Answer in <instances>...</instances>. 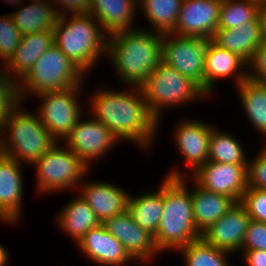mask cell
I'll list each match as a JSON object with an SVG mask.
<instances>
[{"mask_svg":"<svg viewBox=\"0 0 266 266\" xmlns=\"http://www.w3.org/2000/svg\"><path fill=\"white\" fill-rule=\"evenodd\" d=\"M192 177L201 188L231 197L237 203L248 188V165L208 161Z\"/></svg>","mask_w":266,"mask_h":266,"instance_id":"obj_11","label":"cell"},{"mask_svg":"<svg viewBox=\"0 0 266 266\" xmlns=\"http://www.w3.org/2000/svg\"><path fill=\"white\" fill-rule=\"evenodd\" d=\"M84 75L86 74L53 44L18 83L21 102L28 99L27 96L32 93L38 96L46 92L82 85L83 78L86 79Z\"/></svg>","mask_w":266,"mask_h":266,"instance_id":"obj_6","label":"cell"},{"mask_svg":"<svg viewBox=\"0 0 266 266\" xmlns=\"http://www.w3.org/2000/svg\"><path fill=\"white\" fill-rule=\"evenodd\" d=\"M146 29L108 35V59L128 88L141 87L161 61L163 34Z\"/></svg>","mask_w":266,"mask_h":266,"instance_id":"obj_2","label":"cell"},{"mask_svg":"<svg viewBox=\"0 0 266 266\" xmlns=\"http://www.w3.org/2000/svg\"><path fill=\"white\" fill-rule=\"evenodd\" d=\"M32 4L11 13L15 26L24 36L53 30L59 19L57 7L48 1H31Z\"/></svg>","mask_w":266,"mask_h":266,"instance_id":"obj_25","label":"cell"},{"mask_svg":"<svg viewBox=\"0 0 266 266\" xmlns=\"http://www.w3.org/2000/svg\"><path fill=\"white\" fill-rule=\"evenodd\" d=\"M102 224L123 244L124 249L135 262L151 260L159 252L153 235L139 227L128 211L108 218Z\"/></svg>","mask_w":266,"mask_h":266,"instance_id":"obj_14","label":"cell"},{"mask_svg":"<svg viewBox=\"0 0 266 266\" xmlns=\"http://www.w3.org/2000/svg\"><path fill=\"white\" fill-rule=\"evenodd\" d=\"M53 44V30L24 35L12 58L5 66L3 65L6 68L2 69V72L10 80L19 83L32 69L38 58Z\"/></svg>","mask_w":266,"mask_h":266,"instance_id":"obj_21","label":"cell"},{"mask_svg":"<svg viewBox=\"0 0 266 266\" xmlns=\"http://www.w3.org/2000/svg\"><path fill=\"white\" fill-rule=\"evenodd\" d=\"M178 251L183 256L185 266H231L226 258L231 253L211 246L202 237Z\"/></svg>","mask_w":266,"mask_h":266,"instance_id":"obj_31","label":"cell"},{"mask_svg":"<svg viewBox=\"0 0 266 266\" xmlns=\"http://www.w3.org/2000/svg\"><path fill=\"white\" fill-rule=\"evenodd\" d=\"M129 89L98 90L90 99L91 115L119 141L125 139L148 148L156 137L159 122L151 115L141 87Z\"/></svg>","mask_w":266,"mask_h":266,"instance_id":"obj_1","label":"cell"},{"mask_svg":"<svg viewBox=\"0 0 266 266\" xmlns=\"http://www.w3.org/2000/svg\"><path fill=\"white\" fill-rule=\"evenodd\" d=\"M183 0H138L153 32L159 34L173 33L178 21Z\"/></svg>","mask_w":266,"mask_h":266,"instance_id":"obj_28","label":"cell"},{"mask_svg":"<svg viewBox=\"0 0 266 266\" xmlns=\"http://www.w3.org/2000/svg\"><path fill=\"white\" fill-rule=\"evenodd\" d=\"M9 254L6 248L0 244V266H7L9 262Z\"/></svg>","mask_w":266,"mask_h":266,"instance_id":"obj_42","label":"cell"},{"mask_svg":"<svg viewBox=\"0 0 266 266\" xmlns=\"http://www.w3.org/2000/svg\"><path fill=\"white\" fill-rule=\"evenodd\" d=\"M55 6H59L57 9V13L59 16H65L68 13H72V15L76 14H87L90 11V0H55Z\"/></svg>","mask_w":266,"mask_h":266,"instance_id":"obj_39","label":"cell"},{"mask_svg":"<svg viewBox=\"0 0 266 266\" xmlns=\"http://www.w3.org/2000/svg\"><path fill=\"white\" fill-rule=\"evenodd\" d=\"M248 162V187L266 190V145Z\"/></svg>","mask_w":266,"mask_h":266,"instance_id":"obj_37","label":"cell"},{"mask_svg":"<svg viewBox=\"0 0 266 266\" xmlns=\"http://www.w3.org/2000/svg\"><path fill=\"white\" fill-rule=\"evenodd\" d=\"M212 41L219 47L237 54L246 63L255 50L265 42L258 17L250 23H243L241 27L217 29Z\"/></svg>","mask_w":266,"mask_h":266,"instance_id":"obj_22","label":"cell"},{"mask_svg":"<svg viewBox=\"0 0 266 266\" xmlns=\"http://www.w3.org/2000/svg\"><path fill=\"white\" fill-rule=\"evenodd\" d=\"M246 68L248 80L266 84V42L255 50Z\"/></svg>","mask_w":266,"mask_h":266,"instance_id":"obj_38","label":"cell"},{"mask_svg":"<svg viewBox=\"0 0 266 266\" xmlns=\"http://www.w3.org/2000/svg\"><path fill=\"white\" fill-rule=\"evenodd\" d=\"M247 63L237 54L208 40L204 61V92L209 96L219 78L233 77L236 87L247 79Z\"/></svg>","mask_w":266,"mask_h":266,"instance_id":"obj_18","label":"cell"},{"mask_svg":"<svg viewBox=\"0 0 266 266\" xmlns=\"http://www.w3.org/2000/svg\"><path fill=\"white\" fill-rule=\"evenodd\" d=\"M21 103L18 83L10 80L0 69V127Z\"/></svg>","mask_w":266,"mask_h":266,"instance_id":"obj_34","label":"cell"},{"mask_svg":"<svg viewBox=\"0 0 266 266\" xmlns=\"http://www.w3.org/2000/svg\"><path fill=\"white\" fill-rule=\"evenodd\" d=\"M258 18L261 22L262 34L266 42V3L260 4L258 7Z\"/></svg>","mask_w":266,"mask_h":266,"instance_id":"obj_41","label":"cell"},{"mask_svg":"<svg viewBox=\"0 0 266 266\" xmlns=\"http://www.w3.org/2000/svg\"><path fill=\"white\" fill-rule=\"evenodd\" d=\"M79 186V194L89 204L100 223L127 211L129 195L120 186L106 182H85Z\"/></svg>","mask_w":266,"mask_h":266,"instance_id":"obj_20","label":"cell"},{"mask_svg":"<svg viewBox=\"0 0 266 266\" xmlns=\"http://www.w3.org/2000/svg\"><path fill=\"white\" fill-rule=\"evenodd\" d=\"M20 107L18 105L0 127V153L20 163L33 164L58 141L42 124L37 113H29Z\"/></svg>","mask_w":266,"mask_h":266,"instance_id":"obj_5","label":"cell"},{"mask_svg":"<svg viewBox=\"0 0 266 266\" xmlns=\"http://www.w3.org/2000/svg\"><path fill=\"white\" fill-rule=\"evenodd\" d=\"M242 253L246 266H266V251L246 250Z\"/></svg>","mask_w":266,"mask_h":266,"instance_id":"obj_40","label":"cell"},{"mask_svg":"<svg viewBox=\"0 0 266 266\" xmlns=\"http://www.w3.org/2000/svg\"><path fill=\"white\" fill-rule=\"evenodd\" d=\"M29 1H30V0H29ZM32 1H48V2H50V3L55 4V0H53L54 2H53L52 0H50V1H49V0H32Z\"/></svg>","mask_w":266,"mask_h":266,"instance_id":"obj_45","label":"cell"},{"mask_svg":"<svg viewBox=\"0 0 266 266\" xmlns=\"http://www.w3.org/2000/svg\"><path fill=\"white\" fill-rule=\"evenodd\" d=\"M92 118V119H91ZM89 120L79 119L65 144L73 150L89 167L99 157H103L117 143L118 139L112 132L93 116Z\"/></svg>","mask_w":266,"mask_h":266,"instance_id":"obj_12","label":"cell"},{"mask_svg":"<svg viewBox=\"0 0 266 266\" xmlns=\"http://www.w3.org/2000/svg\"><path fill=\"white\" fill-rule=\"evenodd\" d=\"M237 91L249 120L266 137V84L246 79Z\"/></svg>","mask_w":266,"mask_h":266,"instance_id":"obj_29","label":"cell"},{"mask_svg":"<svg viewBox=\"0 0 266 266\" xmlns=\"http://www.w3.org/2000/svg\"><path fill=\"white\" fill-rule=\"evenodd\" d=\"M83 85L38 95L42 102L37 111L42 124L61 143L82 118V105L78 101ZM80 91V92H79ZM63 140V141H62Z\"/></svg>","mask_w":266,"mask_h":266,"instance_id":"obj_9","label":"cell"},{"mask_svg":"<svg viewBox=\"0 0 266 266\" xmlns=\"http://www.w3.org/2000/svg\"><path fill=\"white\" fill-rule=\"evenodd\" d=\"M239 203L251 220L266 223V190L248 187Z\"/></svg>","mask_w":266,"mask_h":266,"instance_id":"obj_35","label":"cell"},{"mask_svg":"<svg viewBox=\"0 0 266 266\" xmlns=\"http://www.w3.org/2000/svg\"><path fill=\"white\" fill-rule=\"evenodd\" d=\"M176 128L175 146L193 175L208 162L210 134L214 127L191 118L182 120Z\"/></svg>","mask_w":266,"mask_h":266,"instance_id":"obj_15","label":"cell"},{"mask_svg":"<svg viewBox=\"0 0 266 266\" xmlns=\"http://www.w3.org/2000/svg\"><path fill=\"white\" fill-rule=\"evenodd\" d=\"M90 11L108 35L133 30L138 0H90Z\"/></svg>","mask_w":266,"mask_h":266,"instance_id":"obj_23","label":"cell"},{"mask_svg":"<svg viewBox=\"0 0 266 266\" xmlns=\"http://www.w3.org/2000/svg\"><path fill=\"white\" fill-rule=\"evenodd\" d=\"M250 220L245 208L237 202L225 215L204 231L201 237L218 249L229 253L239 252Z\"/></svg>","mask_w":266,"mask_h":266,"instance_id":"obj_16","label":"cell"},{"mask_svg":"<svg viewBox=\"0 0 266 266\" xmlns=\"http://www.w3.org/2000/svg\"><path fill=\"white\" fill-rule=\"evenodd\" d=\"M4 1H6L7 3H10L11 5L14 4L16 6H20L25 0H4Z\"/></svg>","mask_w":266,"mask_h":266,"instance_id":"obj_43","label":"cell"},{"mask_svg":"<svg viewBox=\"0 0 266 266\" xmlns=\"http://www.w3.org/2000/svg\"><path fill=\"white\" fill-rule=\"evenodd\" d=\"M242 145L232 135L213 128L209 140L208 161L224 164L248 165Z\"/></svg>","mask_w":266,"mask_h":266,"instance_id":"obj_30","label":"cell"},{"mask_svg":"<svg viewBox=\"0 0 266 266\" xmlns=\"http://www.w3.org/2000/svg\"><path fill=\"white\" fill-rule=\"evenodd\" d=\"M193 182L196 185L191 190L193 216L195 226L202 234L225 215L236 202L231 197L213 193L201 188L195 181Z\"/></svg>","mask_w":266,"mask_h":266,"instance_id":"obj_24","label":"cell"},{"mask_svg":"<svg viewBox=\"0 0 266 266\" xmlns=\"http://www.w3.org/2000/svg\"><path fill=\"white\" fill-rule=\"evenodd\" d=\"M266 251V223L250 220L240 251Z\"/></svg>","mask_w":266,"mask_h":266,"instance_id":"obj_36","label":"cell"},{"mask_svg":"<svg viewBox=\"0 0 266 266\" xmlns=\"http://www.w3.org/2000/svg\"><path fill=\"white\" fill-rule=\"evenodd\" d=\"M141 89L151 115L159 123L163 108L183 105L192 100L195 102L203 96H208L198 84L162 60L150 73Z\"/></svg>","mask_w":266,"mask_h":266,"instance_id":"obj_7","label":"cell"},{"mask_svg":"<svg viewBox=\"0 0 266 266\" xmlns=\"http://www.w3.org/2000/svg\"><path fill=\"white\" fill-rule=\"evenodd\" d=\"M70 17L59 16L53 28L54 44L86 74L101 54L107 58L108 34L90 13Z\"/></svg>","mask_w":266,"mask_h":266,"instance_id":"obj_4","label":"cell"},{"mask_svg":"<svg viewBox=\"0 0 266 266\" xmlns=\"http://www.w3.org/2000/svg\"><path fill=\"white\" fill-rule=\"evenodd\" d=\"M23 35L15 26L11 14L0 17V59L7 64L15 49L20 44Z\"/></svg>","mask_w":266,"mask_h":266,"instance_id":"obj_33","label":"cell"},{"mask_svg":"<svg viewBox=\"0 0 266 266\" xmlns=\"http://www.w3.org/2000/svg\"><path fill=\"white\" fill-rule=\"evenodd\" d=\"M56 143L32 165L37 171L38 192L53 193L54 191L72 190L81 185L82 178L89 168L81 158L66 145L65 148ZM71 188V189H69ZM53 191V192H52Z\"/></svg>","mask_w":266,"mask_h":266,"instance_id":"obj_8","label":"cell"},{"mask_svg":"<svg viewBox=\"0 0 266 266\" xmlns=\"http://www.w3.org/2000/svg\"><path fill=\"white\" fill-rule=\"evenodd\" d=\"M208 40L193 36L163 34L161 60L204 91V61Z\"/></svg>","mask_w":266,"mask_h":266,"instance_id":"obj_10","label":"cell"},{"mask_svg":"<svg viewBox=\"0 0 266 266\" xmlns=\"http://www.w3.org/2000/svg\"><path fill=\"white\" fill-rule=\"evenodd\" d=\"M222 0H183L173 33L212 40Z\"/></svg>","mask_w":266,"mask_h":266,"instance_id":"obj_13","label":"cell"},{"mask_svg":"<svg viewBox=\"0 0 266 266\" xmlns=\"http://www.w3.org/2000/svg\"><path fill=\"white\" fill-rule=\"evenodd\" d=\"M20 166L19 161L0 153V218L8 224L21 218L24 181Z\"/></svg>","mask_w":266,"mask_h":266,"instance_id":"obj_19","label":"cell"},{"mask_svg":"<svg viewBox=\"0 0 266 266\" xmlns=\"http://www.w3.org/2000/svg\"><path fill=\"white\" fill-rule=\"evenodd\" d=\"M179 169H172L162 183L163 214L153 236L160 251L178 250L201 238L195 226L191 191ZM187 185V186H186Z\"/></svg>","mask_w":266,"mask_h":266,"instance_id":"obj_3","label":"cell"},{"mask_svg":"<svg viewBox=\"0 0 266 266\" xmlns=\"http://www.w3.org/2000/svg\"><path fill=\"white\" fill-rule=\"evenodd\" d=\"M89 260L102 266H125L134 260L123 244L110 234L104 225L91 228L77 243Z\"/></svg>","mask_w":266,"mask_h":266,"instance_id":"obj_17","label":"cell"},{"mask_svg":"<svg viewBox=\"0 0 266 266\" xmlns=\"http://www.w3.org/2000/svg\"><path fill=\"white\" fill-rule=\"evenodd\" d=\"M157 191L134 197L129 195L127 211L136 224L155 235L163 214L162 184Z\"/></svg>","mask_w":266,"mask_h":266,"instance_id":"obj_27","label":"cell"},{"mask_svg":"<svg viewBox=\"0 0 266 266\" xmlns=\"http://www.w3.org/2000/svg\"><path fill=\"white\" fill-rule=\"evenodd\" d=\"M259 5L249 0H222L218 29H234L258 17Z\"/></svg>","mask_w":266,"mask_h":266,"instance_id":"obj_32","label":"cell"},{"mask_svg":"<svg viewBox=\"0 0 266 266\" xmlns=\"http://www.w3.org/2000/svg\"><path fill=\"white\" fill-rule=\"evenodd\" d=\"M59 213L58 227L75 240V243H78L91 228L100 224L94 211L81 195L74 197Z\"/></svg>","mask_w":266,"mask_h":266,"instance_id":"obj_26","label":"cell"},{"mask_svg":"<svg viewBox=\"0 0 266 266\" xmlns=\"http://www.w3.org/2000/svg\"><path fill=\"white\" fill-rule=\"evenodd\" d=\"M249 1L255 2L258 5L263 4V3H266V0H249Z\"/></svg>","mask_w":266,"mask_h":266,"instance_id":"obj_44","label":"cell"}]
</instances>
